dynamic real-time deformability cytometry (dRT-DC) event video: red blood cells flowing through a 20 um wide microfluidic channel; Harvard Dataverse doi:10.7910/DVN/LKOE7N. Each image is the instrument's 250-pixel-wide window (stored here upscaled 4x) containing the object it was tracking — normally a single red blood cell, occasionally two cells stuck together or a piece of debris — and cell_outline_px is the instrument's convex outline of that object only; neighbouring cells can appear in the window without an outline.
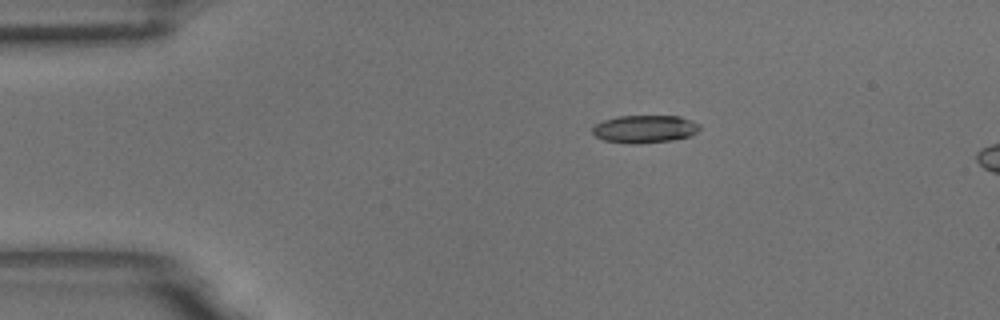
{"species": "common noctule bat (a hibernating species)", "species_latin": "Nyctalus noctula", "temperature_condition": "room temperature", "stored_images_in_passage": 3, "camera_frame_rate_fps": 3000, "um_per_image_px": 0.085, "animal": {"sex": "male", "body_mass_g": 18.8}, "frame": {"image": 1, "passage_image": 1, "time_ms": 0.0, "image_size_px": [1000, 320], "cell_outline_px": [[700, 128], [696, 132], [688, 136], [672, 140], [640, 144], [628, 144], [604, 140], [596, 136], [592, 132], [592, 128], [596, 124], [604, 120], [616, 116], [680, 116], [692, 120], [700, 124]], "centroid_in_image_um": [54.8, 10.96], "position_along_channel_um": 30.2, "area_um2": 17.4}}